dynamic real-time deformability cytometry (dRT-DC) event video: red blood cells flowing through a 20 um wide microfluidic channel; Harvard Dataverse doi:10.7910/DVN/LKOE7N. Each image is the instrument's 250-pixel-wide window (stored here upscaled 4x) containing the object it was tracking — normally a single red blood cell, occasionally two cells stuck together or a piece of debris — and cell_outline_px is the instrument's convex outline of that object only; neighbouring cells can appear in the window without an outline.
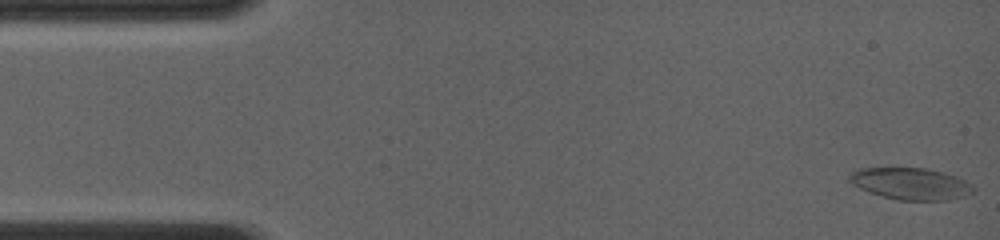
{"species": "common noctule bat (a hibernating species)", "species_latin": "Nyctalus noctula", "temperature_condition": "room temperature", "stored_images_in_passage": 61, "camera_frame_rate_fps": 4000, "um_per_image_px": 0.085, "animal": {"sex": "female", "body_mass_g": 19.0, "forearm_length_mm": 56.7}, "frame": {"image": 1, "passage_image": 1, "time_ms": 0.0, "image_size_px": [1000, 240], "cell_outline_px": [[976, 188], [972, 192], [964, 196], [948, 200], [896, 200], [868, 192], [852, 184], [848, 180], [848, 176], [852, 172], [860, 168], [924, 168], [944, 172], [956, 176], [964, 180]], "centroid_in_image_um": [77.4, 15.61], "position_along_channel_um": 7.6, "area_um2": 22.95}}
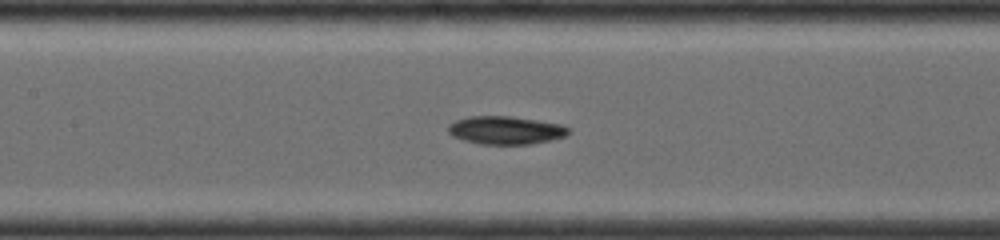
{"frame": {"image": 2, "passage_image": 28, "time_ms": 6.75, "image_size_px": [1000, 240], "cell_outline_px": [[572, 132], [568, 136], [552, 140], [528, 144], [480, 144], [464, 140], [452, 136], [448, 132], [448, 124], [456, 120], [468, 116], [508, 116], [536, 120], [560, 124], [568, 128]], "centroid_in_image_um": [42.99, 11.07], "position_along_channel_um": 164.4, "area_um2": 19.77}}
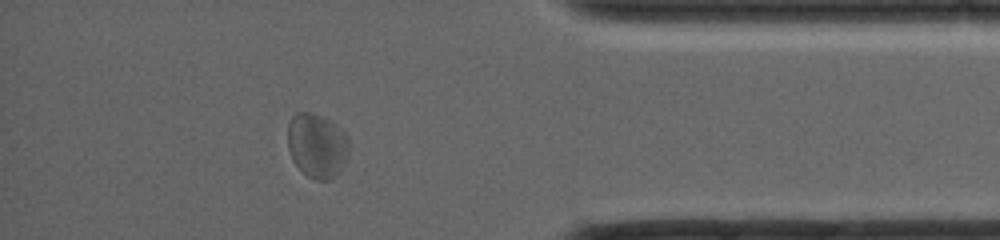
{"frame": {"image": 3, "passage_image": 53, "time_ms": 13.0, "image_size_px": [1000, 240], "cell_outline_px": [[348, 156], [340, 172], [336, 176], [328, 180], [316, 180], [308, 176], [292, 160], [288, 148], [288, 120], [296, 112], [312, 112], [332, 120], [348, 136]], "centroid_in_image_um": [26.95, 12.35], "position_along_channel_um": 408.2, "area_um2": 23.35}, "authors_computed_cell_mechanics": {"area_um2": 20.3456, "velocity_mm_per_s": 4.1406, "shape_relaxation_time_tau1_ms": null, "shape_relaxation_time_tau2_ms": 2.0006, "deformation_change_tau1": null, "deformation_change_tau2": 0.0796}}